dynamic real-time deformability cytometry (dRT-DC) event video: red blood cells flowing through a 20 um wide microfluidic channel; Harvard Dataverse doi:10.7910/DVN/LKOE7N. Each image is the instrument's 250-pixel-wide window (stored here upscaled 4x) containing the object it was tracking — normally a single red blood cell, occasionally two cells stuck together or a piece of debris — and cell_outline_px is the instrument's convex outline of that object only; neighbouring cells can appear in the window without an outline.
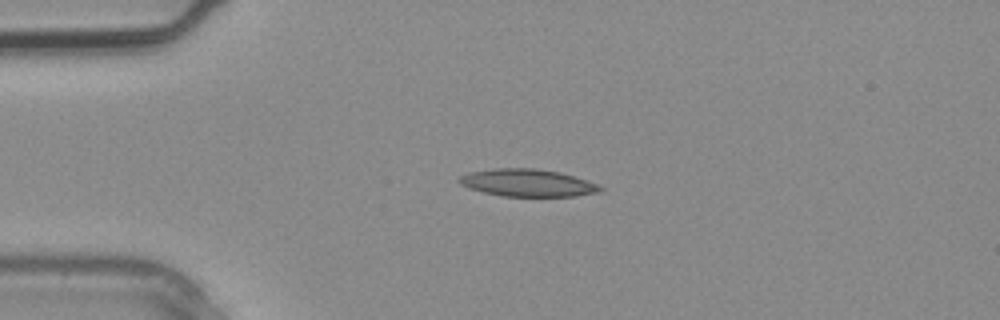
{"species": "common noctule bat (a hibernating species)", "species_latin": "Nyctalus noctula", "temperature_condition": "warm", "stored_images_in_passage": 2, "camera_frame_rate_fps": 3000, "um_per_image_px": 0.085, "animal": {"sex": "male", "body_mass_g": 20.4}, "frame": {"image": 1, "passage_image": 1, "time_ms": 0.0, "image_size_px": [1000, 320], "cell_outline_px": [[604, 188], [600, 192], [576, 196], [500, 196], [468, 188], [460, 184], [456, 180], [460, 176], [468, 172], [496, 168], [536, 168], [560, 172], [588, 180]], "centroid_in_image_um": [44.83, 15.54], "position_along_channel_um": 40.2, "area_um2": 22.66}}
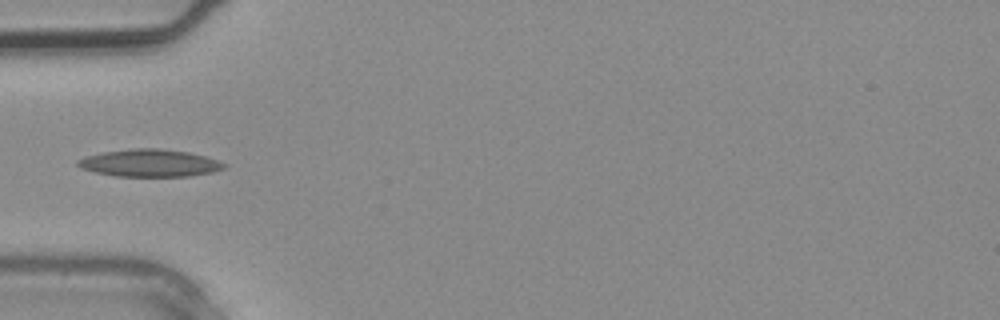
{"frame": {"image": 2, "passage_image": 2, "time_ms": 0.333, "image_size_px": [1000, 320], "cell_outline_px": [[228, 164], [224, 168], [212, 172], [188, 176], [116, 176], [96, 172], [80, 168], [76, 164], [76, 160], [84, 156], [104, 152], [132, 148], [156, 148], [188, 152], [204, 156]], "centroid_in_image_um": [12.69, 13.85], "position_along_channel_um": 72.3, "area_um2": 23.24}}